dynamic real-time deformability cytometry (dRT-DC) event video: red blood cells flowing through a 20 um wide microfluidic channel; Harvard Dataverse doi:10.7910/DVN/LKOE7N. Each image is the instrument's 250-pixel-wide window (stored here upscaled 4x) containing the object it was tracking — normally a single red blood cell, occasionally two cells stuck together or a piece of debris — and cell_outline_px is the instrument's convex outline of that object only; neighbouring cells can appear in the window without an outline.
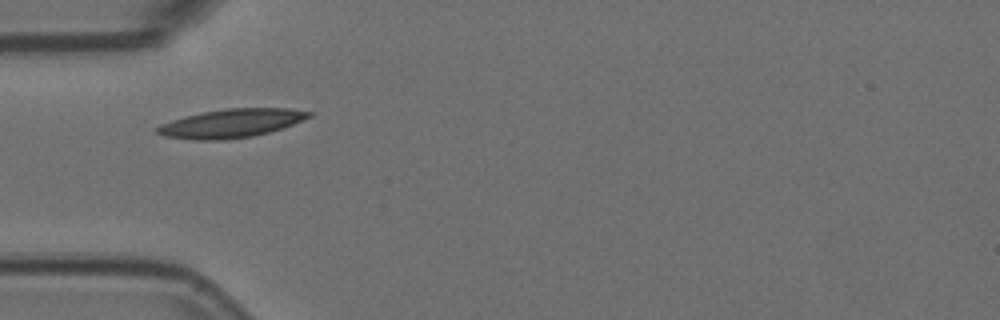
{"species": "Egyptian fruit bat (a non-hibernating species)", "species_latin": "Rousettus aegyptiacus", "temperature_condition": "room temperature", "stored_images_in_passage": 7, "camera_frame_rate_fps": 3000, "um_per_image_px": 0.085, "animal": {"sex": "female"}, "frame": {"image": 1, "passage_image": 3, "time_ms": 0.667, "image_size_px": [1000, 320], "cell_outline_px": [[316, 112], [312, 116], [284, 128], [252, 136], [224, 140], [196, 140], [164, 136], [156, 132], [156, 128], [160, 124], [184, 116], [200, 112], [224, 108], [292, 108]], "centroid_in_image_um": [19.7, 10.47], "position_along_channel_um": 65.3, "area_um2": 25.55}}
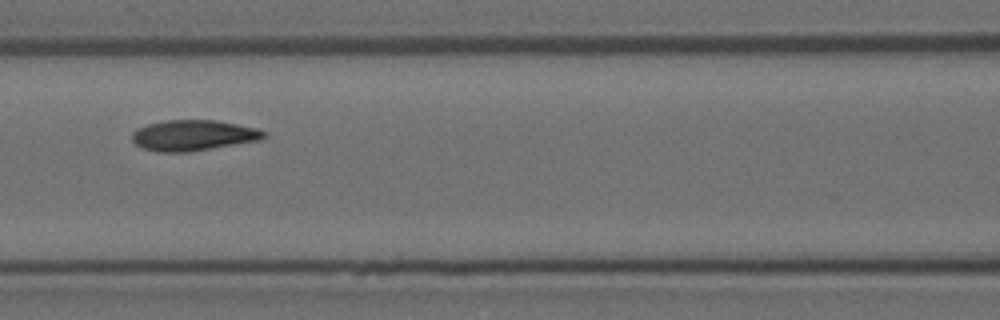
{"frame": {"image": 2, "passage_image": 5, "time_ms": 1.333, "image_size_px": [1000, 320], "cell_outline_px": [[268, 136], [260, 140], [188, 152], [160, 152], [144, 148], [136, 144], [132, 140], [132, 132], [136, 128], [148, 124], [168, 120], [216, 120], [256, 128], [268, 132]], "centroid_in_image_um": [16.45, 11.5], "position_along_channel_um": 150.2, "area_um2": 23.52}}
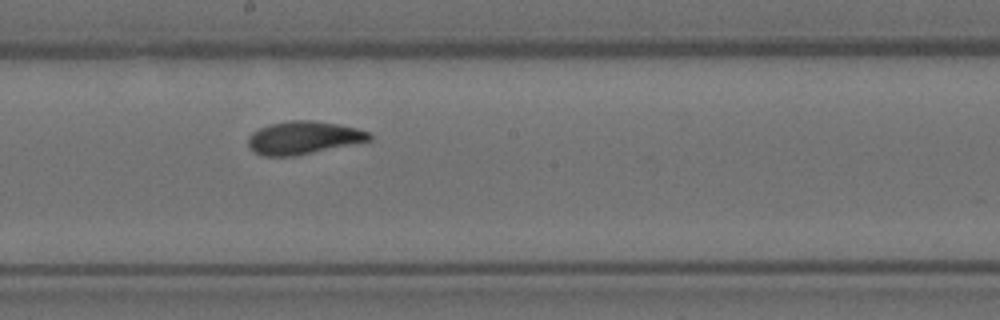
{"frame": {"image": 3, "passage_image": 7, "time_ms": 2.0, "image_size_px": [1000, 320], "cell_outline_px": [[372, 140], [296, 156], [264, 156], [256, 152], [248, 144], [248, 136], [252, 132], [268, 124], [288, 120], [312, 120], [336, 124], [356, 128], [372, 132]], "centroid_in_image_um": [25.81, 11.7], "position_along_channel_um": 222.4, "area_um2": 23.29}}